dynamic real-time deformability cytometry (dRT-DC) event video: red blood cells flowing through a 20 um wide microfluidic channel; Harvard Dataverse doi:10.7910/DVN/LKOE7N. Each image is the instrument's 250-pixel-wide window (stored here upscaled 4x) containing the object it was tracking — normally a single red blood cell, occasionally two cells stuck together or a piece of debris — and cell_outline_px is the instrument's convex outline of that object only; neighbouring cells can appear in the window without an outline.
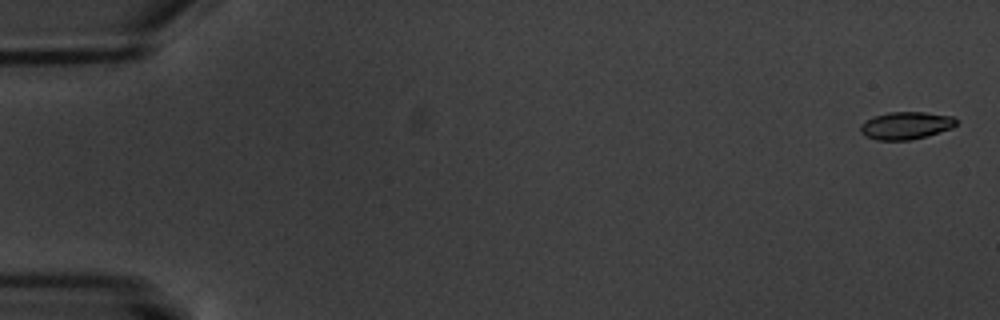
{"species": "common noctule bat (a hibernating species)", "species_latin": "Nyctalus noctula", "temperature_condition": "warm", "stored_images_in_passage": 6, "camera_frame_rate_fps": 3000, "um_per_image_px": 0.085, "animal": {"sex": "male", "body_mass_g": 20.1, "forearm_length_mm": 53.5}, "frame": {"image": 1, "passage_image": 1, "time_ms": 0.0, "image_size_px": [1000, 320], "cell_outline_px": [[956, 124], [952, 128], [924, 136], [908, 140], [876, 140], [864, 136], [860, 132], [860, 124], [876, 116], [888, 112], [924, 112], [952, 116], [956, 120]], "centroid_in_image_um": [76.97, 10.67], "position_along_channel_um": 8.0, "area_um2": 15.14}}
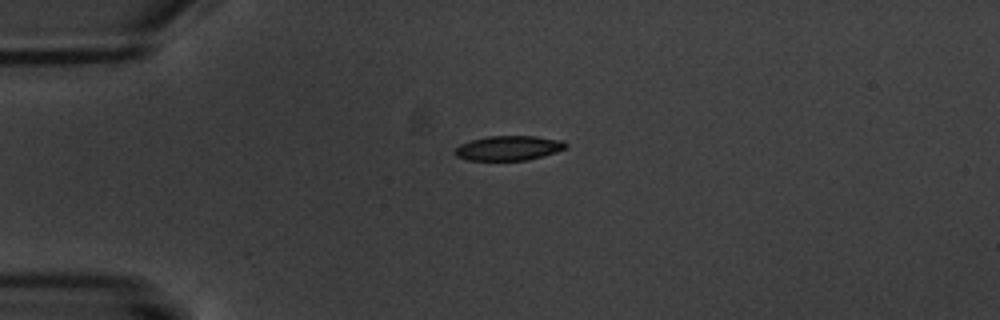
{"frame": {"image": 2, "passage_image": 5, "time_ms": 4.667, "image_size_px": [1000, 320], "cell_outline_px": [[568, 144], [564, 148], [556, 152], [528, 160], [468, 160], [456, 156], [452, 152], [460, 144], [472, 140], [488, 136], [536, 136], [564, 140]], "centroid_in_image_um": [43.23, 12.58], "position_along_channel_um": 41.8, "area_um2": 15.95}}